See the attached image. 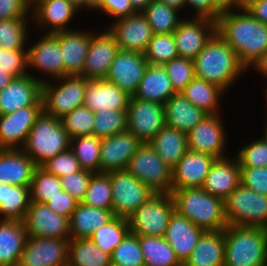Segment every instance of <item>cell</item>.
Returning <instances> with one entry per match:
<instances>
[{
    "instance_id": "cell-1",
    "label": "cell",
    "mask_w": 267,
    "mask_h": 266,
    "mask_svg": "<svg viewBox=\"0 0 267 266\" xmlns=\"http://www.w3.org/2000/svg\"><path fill=\"white\" fill-rule=\"evenodd\" d=\"M217 32L234 49L246 69L267 52V25L255 19L245 8L221 13Z\"/></svg>"
},
{
    "instance_id": "cell-2",
    "label": "cell",
    "mask_w": 267,
    "mask_h": 266,
    "mask_svg": "<svg viewBox=\"0 0 267 266\" xmlns=\"http://www.w3.org/2000/svg\"><path fill=\"white\" fill-rule=\"evenodd\" d=\"M194 70L195 77L230 92L229 88L247 69L240 63L234 49L216 32L195 57Z\"/></svg>"
},
{
    "instance_id": "cell-3",
    "label": "cell",
    "mask_w": 267,
    "mask_h": 266,
    "mask_svg": "<svg viewBox=\"0 0 267 266\" xmlns=\"http://www.w3.org/2000/svg\"><path fill=\"white\" fill-rule=\"evenodd\" d=\"M175 210L204 231L227 227L224 200L202 188H182L171 192Z\"/></svg>"
},
{
    "instance_id": "cell-4",
    "label": "cell",
    "mask_w": 267,
    "mask_h": 266,
    "mask_svg": "<svg viewBox=\"0 0 267 266\" xmlns=\"http://www.w3.org/2000/svg\"><path fill=\"white\" fill-rule=\"evenodd\" d=\"M224 239V266H267L266 228L227 225Z\"/></svg>"
},
{
    "instance_id": "cell-5",
    "label": "cell",
    "mask_w": 267,
    "mask_h": 266,
    "mask_svg": "<svg viewBox=\"0 0 267 266\" xmlns=\"http://www.w3.org/2000/svg\"><path fill=\"white\" fill-rule=\"evenodd\" d=\"M70 141L61 119L43 111L29 131L22 150L40 167L48 159L69 149Z\"/></svg>"
},
{
    "instance_id": "cell-6",
    "label": "cell",
    "mask_w": 267,
    "mask_h": 266,
    "mask_svg": "<svg viewBox=\"0 0 267 266\" xmlns=\"http://www.w3.org/2000/svg\"><path fill=\"white\" fill-rule=\"evenodd\" d=\"M87 80L81 75H65L54 83L47 80L42 85L43 111L61 119L74 108L84 105Z\"/></svg>"
},
{
    "instance_id": "cell-7",
    "label": "cell",
    "mask_w": 267,
    "mask_h": 266,
    "mask_svg": "<svg viewBox=\"0 0 267 266\" xmlns=\"http://www.w3.org/2000/svg\"><path fill=\"white\" fill-rule=\"evenodd\" d=\"M228 225L267 227V196L241 183L224 200Z\"/></svg>"
},
{
    "instance_id": "cell-8",
    "label": "cell",
    "mask_w": 267,
    "mask_h": 266,
    "mask_svg": "<svg viewBox=\"0 0 267 266\" xmlns=\"http://www.w3.org/2000/svg\"><path fill=\"white\" fill-rule=\"evenodd\" d=\"M174 211L171 193H154L128 218L130 232L138 236L164 237Z\"/></svg>"
},
{
    "instance_id": "cell-9",
    "label": "cell",
    "mask_w": 267,
    "mask_h": 266,
    "mask_svg": "<svg viewBox=\"0 0 267 266\" xmlns=\"http://www.w3.org/2000/svg\"><path fill=\"white\" fill-rule=\"evenodd\" d=\"M126 170L155 193L172 192V169L149 143H143L138 148Z\"/></svg>"
},
{
    "instance_id": "cell-10",
    "label": "cell",
    "mask_w": 267,
    "mask_h": 266,
    "mask_svg": "<svg viewBox=\"0 0 267 266\" xmlns=\"http://www.w3.org/2000/svg\"><path fill=\"white\" fill-rule=\"evenodd\" d=\"M112 186V212L128 219L155 193L126 169L108 173Z\"/></svg>"
},
{
    "instance_id": "cell-11",
    "label": "cell",
    "mask_w": 267,
    "mask_h": 266,
    "mask_svg": "<svg viewBox=\"0 0 267 266\" xmlns=\"http://www.w3.org/2000/svg\"><path fill=\"white\" fill-rule=\"evenodd\" d=\"M165 125L164 104L130 96L127 107L128 131L143 143H148Z\"/></svg>"
},
{
    "instance_id": "cell-12",
    "label": "cell",
    "mask_w": 267,
    "mask_h": 266,
    "mask_svg": "<svg viewBox=\"0 0 267 266\" xmlns=\"http://www.w3.org/2000/svg\"><path fill=\"white\" fill-rule=\"evenodd\" d=\"M221 117V114H208L190 130L187 133L188 149L212 155L217 159L226 158L228 132Z\"/></svg>"
},
{
    "instance_id": "cell-13",
    "label": "cell",
    "mask_w": 267,
    "mask_h": 266,
    "mask_svg": "<svg viewBox=\"0 0 267 266\" xmlns=\"http://www.w3.org/2000/svg\"><path fill=\"white\" fill-rule=\"evenodd\" d=\"M44 77L33 73L14 78L0 91V115L13 113L27 106H43L42 85Z\"/></svg>"
},
{
    "instance_id": "cell-14",
    "label": "cell",
    "mask_w": 267,
    "mask_h": 266,
    "mask_svg": "<svg viewBox=\"0 0 267 266\" xmlns=\"http://www.w3.org/2000/svg\"><path fill=\"white\" fill-rule=\"evenodd\" d=\"M23 223L28 236L71 239L69 218L55 213L45 203L31 201Z\"/></svg>"
},
{
    "instance_id": "cell-15",
    "label": "cell",
    "mask_w": 267,
    "mask_h": 266,
    "mask_svg": "<svg viewBox=\"0 0 267 266\" xmlns=\"http://www.w3.org/2000/svg\"><path fill=\"white\" fill-rule=\"evenodd\" d=\"M190 18L184 17L173 32V36L178 56L194 60L217 32V21L207 18Z\"/></svg>"
},
{
    "instance_id": "cell-16",
    "label": "cell",
    "mask_w": 267,
    "mask_h": 266,
    "mask_svg": "<svg viewBox=\"0 0 267 266\" xmlns=\"http://www.w3.org/2000/svg\"><path fill=\"white\" fill-rule=\"evenodd\" d=\"M69 240L28 236L18 266H67Z\"/></svg>"
},
{
    "instance_id": "cell-17",
    "label": "cell",
    "mask_w": 267,
    "mask_h": 266,
    "mask_svg": "<svg viewBox=\"0 0 267 266\" xmlns=\"http://www.w3.org/2000/svg\"><path fill=\"white\" fill-rule=\"evenodd\" d=\"M108 31L115 37L119 49L144 53L154 33L142 12H136L110 22Z\"/></svg>"
},
{
    "instance_id": "cell-18",
    "label": "cell",
    "mask_w": 267,
    "mask_h": 266,
    "mask_svg": "<svg viewBox=\"0 0 267 266\" xmlns=\"http://www.w3.org/2000/svg\"><path fill=\"white\" fill-rule=\"evenodd\" d=\"M79 10L68 0H32L31 18L36 30H45L44 34H54L72 30L69 23ZM76 14V15H75Z\"/></svg>"
},
{
    "instance_id": "cell-19",
    "label": "cell",
    "mask_w": 267,
    "mask_h": 266,
    "mask_svg": "<svg viewBox=\"0 0 267 266\" xmlns=\"http://www.w3.org/2000/svg\"><path fill=\"white\" fill-rule=\"evenodd\" d=\"M62 52L54 34H43L33 45L27 46V69L40 71L51 81L65 76Z\"/></svg>"
},
{
    "instance_id": "cell-20",
    "label": "cell",
    "mask_w": 267,
    "mask_h": 266,
    "mask_svg": "<svg viewBox=\"0 0 267 266\" xmlns=\"http://www.w3.org/2000/svg\"><path fill=\"white\" fill-rule=\"evenodd\" d=\"M148 65L144 53L119 49L105 79L131 96L137 91Z\"/></svg>"
},
{
    "instance_id": "cell-21",
    "label": "cell",
    "mask_w": 267,
    "mask_h": 266,
    "mask_svg": "<svg viewBox=\"0 0 267 266\" xmlns=\"http://www.w3.org/2000/svg\"><path fill=\"white\" fill-rule=\"evenodd\" d=\"M43 112V106H27L0 115V149H22L29 131Z\"/></svg>"
},
{
    "instance_id": "cell-22",
    "label": "cell",
    "mask_w": 267,
    "mask_h": 266,
    "mask_svg": "<svg viewBox=\"0 0 267 266\" xmlns=\"http://www.w3.org/2000/svg\"><path fill=\"white\" fill-rule=\"evenodd\" d=\"M118 50L116 39L108 29L94 32L80 75L87 79H105Z\"/></svg>"
},
{
    "instance_id": "cell-23",
    "label": "cell",
    "mask_w": 267,
    "mask_h": 266,
    "mask_svg": "<svg viewBox=\"0 0 267 266\" xmlns=\"http://www.w3.org/2000/svg\"><path fill=\"white\" fill-rule=\"evenodd\" d=\"M142 144L143 142L128 130L102 138L100 173L125 170L131 157Z\"/></svg>"
},
{
    "instance_id": "cell-24",
    "label": "cell",
    "mask_w": 267,
    "mask_h": 266,
    "mask_svg": "<svg viewBox=\"0 0 267 266\" xmlns=\"http://www.w3.org/2000/svg\"><path fill=\"white\" fill-rule=\"evenodd\" d=\"M216 159L206 153L188 150L172 169V191L201 188Z\"/></svg>"
},
{
    "instance_id": "cell-25",
    "label": "cell",
    "mask_w": 267,
    "mask_h": 266,
    "mask_svg": "<svg viewBox=\"0 0 267 266\" xmlns=\"http://www.w3.org/2000/svg\"><path fill=\"white\" fill-rule=\"evenodd\" d=\"M130 95L106 79H88L84 105L97 112L127 110Z\"/></svg>"
},
{
    "instance_id": "cell-26",
    "label": "cell",
    "mask_w": 267,
    "mask_h": 266,
    "mask_svg": "<svg viewBox=\"0 0 267 266\" xmlns=\"http://www.w3.org/2000/svg\"><path fill=\"white\" fill-rule=\"evenodd\" d=\"M204 232L203 229L175 210L170 217L163 238L175 251L179 262L184 265Z\"/></svg>"
},
{
    "instance_id": "cell-27",
    "label": "cell",
    "mask_w": 267,
    "mask_h": 266,
    "mask_svg": "<svg viewBox=\"0 0 267 266\" xmlns=\"http://www.w3.org/2000/svg\"><path fill=\"white\" fill-rule=\"evenodd\" d=\"M92 31V32H91ZM94 30L83 31L74 28L54 33L58 38L62 52L65 75H80Z\"/></svg>"
},
{
    "instance_id": "cell-28",
    "label": "cell",
    "mask_w": 267,
    "mask_h": 266,
    "mask_svg": "<svg viewBox=\"0 0 267 266\" xmlns=\"http://www.w3.org/2000/svg\"><path fill=\"white\" fill-rule=\"evenodd\" d=\"M241 183L240 166L236 157L216 159L204 181L203 190L225 200Z\"/></svg>"
},
{
    "instance_id": "cell-29",
    "label": "cell",
    "mask_w": 267,
    "mask_h": 266,
    "mask_svg": "<svg viewBox=\"0 0 267 266\" xmlns=\"http://www.w3.org/2000/svg\"><path fill=\"white\" fill-rule=\"evenodd\" d=\"M37 167L22 149H0V183L30 186Z\"/></svg>"
},
{
    "instance_id": "cell-30",
    "label": "cell",
    "mask_w": 267,
    "mask_h": 266,
    "mask_svg": "<svg viewBox=\"0 0 267 266\" xmlns=\"http://www.w3.org/2000/svg\"><path fill=\"white\" fill-rule=\"evenodd\" d=\"M166 125L188 133L208 114L193 105L181 92L174 93L165 103Z\"/></svg>"
},
{
    "instance_id": "cell-31",
    "label": "cell",
    "mask_w": 267,
    "mask_h": 266,
    "mask_svg": "<svg viewBox=\"0 0 267 266\" xmlns=\"http://www.w3.org/2000/svg\"><path fill=\"white\" fill-rule=\"evenodd\" d=\"M174 93L171 80L161 65H148L134 97L164 104Z\"/></svg>"
},
{
    "instance_id": "cell-32",
    "label": "cell",
    "mask_w": 267,
    "mask_h": 266,
    "mask_svg": "<svg viewBox=\"0 0 267 266\" xmlns=\"http://www.w3.org/2000/svg\"><path fill=\"white\" fill-rule=\"evenodd\" d=\"M27 237L23 221L0 220V266H18Z\"/></svg>"
},
{
    "instance_id": "cell-33",
    "label": "cell",
    "mask_w": 267,
    "mask_h": 266,
    "mask_svg": "<svg viewBox=\"0 0 267 266\" xmlns=\"http://www.w3.org/2000/svg\"><path fill=\"white\" fill-rule=\"evenodd\" d=\"M224 230L205 231L183 266H224Z\"/></svg>"
},
{
    "instance_id": "cell-34",
    "label": "cell",
    "mask_w": 267,
    "mask_h": 266,
    "mask_svg": "<svg viewBox=\"0 0 267 266\" xmlns=\"http://www.w3.org/2000/svg\"><path fill=\"white\" fill-rule=\"evenodd\" d=\"M113 217L112 209L90 207L79 202L69 219L70 237L71 239L90 238L94 231Z\"/></svg>"
},
{
    "instance_id": "cell-35",
    "label": "cell",
    "mask_w": 267,
    "mask_h": 266,
    "mask_svg": "<svg viewBox=\"0 0 267 266\" xmlns=\"http://www.w3.org/2000/svg\"><path fill=\"white\" fill-rule=\"evenodd\" d=\"M158 156L173 169L188 152L187 133L165 125L155 137L148 142Z\"/></svg>"
},
{
    "instance_id": "cell-36",
    "label": "cell",
    "mask_w": 267,
    "mask_h": 266,
    "mask_svg": "<svg viewBox=\"0 0 267 266\" xmlns=\"http://www.w3.org/2000/svg\"><path fill=\"white\" fill-rule=\"evenodd\" d=\"M30 203V186L0 183V220L23 221Z\"/></svg>"
},
{
    "instance_id": "cell-37",
    "label": "cell",
    "mask_w": 267,
    "mask_h": 266,
    "mask_svg": "<svg viewBox=\"0 0 267 266\" xmlns=\"http://www.w3.org/2000/svg\"><path fill=\"white\" fill-rule=\"evenodd\" d=\"M181 93L207 114H221L220 98H224L226 92L217 85L195 77Z\"/></svg>"
},
{
    "instance_id": "cell-38",
    "label": "cell",
    "mask_w": 267,
    "mask_h": 266,
    "mask_svg": "<svg viewBox=\"0 0 267 266\" xmlns=\"http://www.w3.org/2000/svg\"><path fill=\"white\" fill-rule=\"evenodd\" d=\"M111 255L90 238L70 239L67 266H110Z\"/></svg>"
},
{
    "instance_id": "cell-39",
    "label": "cell",
    "mask_w": 267,
    "mask_h": 266,
    "mask_svg": "<svg viewBox=\"0 0 267 266\" xmlns=\"http://www.w3.org/2000/svg\"><path fill=\"white\" fill-rule=\"evenodd\" d=\"M144 266H183L175 251L163 237L139 236Z\"/></svg>"
},
{
    "instance_id": "cell-40",
    "label": "cell",
    "mask_w": 267,
    "mask_h": 266,
    "mask_svg": "<svg viewBox=\"0 0 267 266\" xmlns=\"http://www.w3.org/2000/svg\"><path fill=\"white\" fill-rule=\"evenodd\" d=\"M142 13L154 34L173 33L184 19L179 10L169 7L158 0L150 2Z\"/></svg>"
},
{
    "instance_id": "cell-41",
    "label": "cell",
    "mask_w": 267,
    "mask_h": 266,
    "mask_svg": "<svg viewBox=\"0 0 267 266\" xmlns=\"http://www.w3.org/2000/svg\"><path fill=\"white\" fill-rule=\"evenodd\" d=\"M70 149L83 170L100 173L101 138L93 135L71 138Z\"/></svg>"
},
{
    "instance_id": "cell-42",
    "label": "cell",
    "mask_w": 267,
    "mask_h": 266,
    "mask_svg": "<svg viewBox=\"0 0 267 266\" xmlns=\"http://www.w3.org/2000/svg\"><path fill=\"white\" fill-rule=\"evenodd\" d=\"M130 232L128 219L114 216L93 232L90 239L104 252L112 255L116 246Z\"/></svg>"
},
{
    "instance_id": "cell-43",
    "label": "cell",
    "mask_w": 267,
    "mask_h": 266,
    "mask_svg": "<svg viewBox=\"0 0 267 266\" xmlns=\"http://www.w3.org/2000/svg\"><path fill=\"white\" fill-rule=\"evenodd\" d=\"M28 20L32 22V19H7L0 21V47L2 49H27L26 45L30 32Z\"/></svg>"
},
{
    "instance_id": "cell-44",
    "label": "cell",
    "mask_w": 267,
    "mask_h": 266,
    "mask_svg": "<svg viewBox=\"0 0 267 266\" xmlns=\"http://www.w3.org/2000/svg\"><path fill=\"white\" fill-rule=\"evenodd\" d=\"M82 203L100 209H112V186L108 173H93Z\"/></svg>"
},
{
    "instance_id": "cell-45",
    "label": "cell",
    "mask_w": 267,
    "mask_h": 266,
    "mask_svg": "<svg viewBox=\"0 0 267 266\" xmlns=\"http://www.w3.org/2000/svg\"><path fill=\"white\" fill-rule=\"evenodd\" d=\"M150 65H161L178 57L177 46L173 33L154 34L144 52Z\"/></svg>"
},
{
    "instance_id": "cell-46",
    "label": "cell",
    "mask_w": 267,
    "mask_h": 266,
    "mask_svg": "<svg viewBox=\"0 0 267 266\" xmlns=\"http://www.w3.org/2000/svg\"><path fill=\"white\" fill-rule=\"evenodd\" d=\"M127 130V110L94 112L93 136L106 138Z\"/></svg>"
},
{
    "instance_id": "cell-47",
    "label": "cell",
    "mask_w": 267,
    "mask_h": 266,
    "mask_svg": "<svg viewBox=\"0 0 267 266\" xmlns=\"http://www.w3.org/2000/svg\"><path fill=\"white\" fill-rule=\"evenodd\" d=\"M62 190L63 187L59 177L47 173L41 167L35 169L30 185L32 202L45 203Z\"/></svg>"
},
{
    "instance_id": "cell-48",
    "label": "cell",
    "mask_w": 267,
    "mask_h": 266,
    "mask_svg": "<svg viewBox=\"0 0 267 266\" xmlns=\"http://www.w3.org/2000/svg\"><path fill=\"white\" fill-rule=\"evenodd\" d=\"M61 123L70 138L89 136L93 133L94 112L81 105L64 115Z\"/></svg>"
},
{
    "instance_id": "cell-49",
    "label": "cell",
    "mask_w": 267,
    "mask_h": 266,
    "mask_svg": "<svg viewBox=\"0 0 267 266\" xmlns=\"http://www.w3.org/2000/svg\"><path fill=\"white\" fill-rule=\"evenodd\" d=\"M111 263L144 266V255L140 248L139 236L129 232L113 250Z\"/></svg>"
},
{
    "instance_id": "cell-50",
    "label": "cell",
    "mask_w": 267,
    "mask_h": 266,
    "mask_svg": "<svg viewBox=\"0 0 267 266\" xmlns=\"http://www.w3.org/2000/svg\"><path fill=\"white\" fill-rule=\"evenodd\" d=\"M247 142H244L235 155L240 168L267 167V141L263 137H259Z\"/></svg>"
},
{
    "instance_id": "cell-51",
    "label": "cell",
    "mask_w": 267,
    "mask_h": 266,
    "mask_svg": "<svg viewBox=\"0 0 267 266\" xmlns=\"http://www.w3.org/2000/svg\"><path fill=\"white\" fill-rule=\"evenodd\" d=\"M176 93H180L195 78L194 60L175 57L163 65Z\"/></svg>"
},
{
    "instance_id": "cell-52",
    "label": "cell",
    "mask_w": 267,
    "mask_h": 266,
    "mask_svg": "<svg viewBox=\"0 0 267 266\" xmlns=\"http://www.w3.org/2000/svg\"><path fill=\"white\" fill-rule=\"evenodd\" d=\"M40 167L47 173L59 178L82 170L79 161L70 148L48 159Z\"/></svg>"
},
{
    "instance_id": "cell-53",
    "label": "cell",
    "mask_w": 267,
    "mask_h": 266,
    "mask_svg": "<svg viewBox=\"0 0 267 266\" xmlns=\"http://www.w3.org/2000/svg\"><path fill=\"white\" fill-rule=\"evenodd\" d=\"M0 69L5 70L14 78L28 75L27 49H0Z\"/></svg>"
},
{
    "instance_id": "cell-54",
    "label": "cell",
    "mask_w": 267,
    "mask_h": 266,
    "mask_svg": "<svg viewBox=\"0 0 267 266\" xmlns=\"http://www.w3.org/2000/svg\"><path fill=\"white\" fill-rule=\"evenodd\" d=\"M93 172L80 170L76 173L60 178L63 190L68 192L79 202H82L86 195Z\"/></svg>"
},
{
    "instance_id": "cell-55",
    "label": "cell",
    "mask_w": 267,
    "mask_h": 266,
    "mask_svg": "<svg viewBox=\"0 0 267 266\" xmlns=\"http://www.w3.org/2000/svg\"><path fill=\"white\" fill-rule=\"evenodd\" d=\"M240 179L245 187L267 196V167L240 168Z\"/></svg>"
},
{
    "instance_id": "cell-56",
    "label": "cell",
    "mask_w": 267,
    "mask_h": 266,
    "mask_svg": "<svg viewBox=\"0 0 267 266\" xmlns=\"http://www.w3.org/2000/svg\"><path fill=\"white\" fill-rule=\"evenodd\" d=\"M32 0H0V21L7 19H32Z\"/></svg>"
},
{
    "instance_id": "cell-57",
    "label": "cell",
    "mask_w": 267,
    "mask_h": 266,
    "mask_svg": "<svg viewBox=\"0 0 267 266\" xmlns=\"http://www.w3.org/2000/svg\"><path fill=\"white\" fill-rule=\"evenodd\" d=\"M100 11L112 17L113 20L136 13L129 0H102V3L94 10Z\"/></svg>"
},
{
    "instance_id": "cell-58",
    "label": "cell",
    "mask_w": 267,
    "mask_h": 266,
    "mask_svg": "<svg viewBox=\"0 0 267 266\" xmlns=\"http://www.w3.org/2000/svg\"><path fill=\"white\" fill-rule=\"evenodd\" d=\"M78 203L79 201L65 190L60 191L54 197H51L45 202V204L55 213L68 217L69 219Z\"/></svg>"
},
{
    "instance_id": "cell-59",
    "label": "cell",
    "mask_w": 267,
    "mask_h": 266,
    "mask_svg": "<svg viewBox=\"0 0 267 266\" xmlns=\"http://www.w3.org/2000/svg\"><path fill=\"white\" fill-rule=\"evenodd\" d=\"M192 8L195 18H207L217 21L221 12L216 8L212 0H186V7Z\"/></svg>"
},
{
    "instance_id": "cell-60",
    "label": "cell",
    "mask_w": 267,
    "mask_h": 266,
    "mask_svg": "<svg viewBox=\"0 0 267 266\" xmlns=\"http://www.w3.org/2000/svg\"><path fill=\"white\" fill-rule=\"evenodd\" d=\"M245 9L255 19L267 25V0H247Z\"/></svg>"
},
{
    "instance_id": "cell-61",
    "label": "cell",
    "mask_w": 267,
    "mask_h": 266,
    "mask_svg": "<svg viewBox=\"0 0 267 266\" xmlns=\"http://www.w3.org/2000/svg\"><path fill=\"white\" fill-rule=\"evenodd\" d=\"M216 8L221 12L243 9L247 0H212Z\"/></svg>"
},
{
    "instance_id": "cell-62",
    "label": "cell",
    "mask_w": 267,
    "mask_h": 266,
    "mask_svg": "<svg viewBox=\"0 0 267 266\" xmlns=\"http://www.w3.org/2000/svg\"><path fill=\"white\" fill-rule=\"evenodd\" d=\"M251 68L267 79V52ZM265 88L263 92L267 90V87Z\"/></svg>"
},
{
    "instance_id": "cell-63",
    "label": "cell",
    "mask_w": 267,
    "mask_h": 266,
    "mask_svg": "<svg viewBox=\"0 0 267 266\" xmlns=\"http://www.w3.org/2000/svg\"><path fill=\"white\" fill-rule=\"evenodd\" d=\"M158 1L165 3L169 7L175 8L180 12H182L185 9L186 0H158Z\"/></svg>"
},
{
    "instance_id": "cell-64",
    "label": "cell",
    "mask_w": 267,
    "mask_h": 266,
    "mask_svg": "<svg viewBox=\"0 0 267 266\" xmlns=\"http://www.w3.org/2000/svg\"><path fill=\"white\" fill-rule=\"evenodd\" d=\"M136 12H143L153 0H129Z\"/></svg>"
},
{
    "instance_id": "cell-65",
    "label": "cell",
    "mask_w": 267,
    "mask_h": 266,
    "mask_svg": "<svg viewBox=\"0 0 267 266\" xmlns=\"http://www.w3.org/2000/svg\"><path fill=\"white\" fill-rule=\"evenodd\" d=\"M13 79L14 77L11 74L0 69V91L5 88Z\"/></svg>"
},
{
    "instance_id": "cell-66",
    "label": "cell",
    "mask_w": 267,
    "mask_h": 266,
    "mask_svg": "<svg viewBox=\"0 0 267 266\" xmlns=\"http://www.w3.org/2000/svg\"><path fill=\"white\" fill-rule=\"evenodd\" d=\"M102 3V0H85V10H90L91 12Z\"/></svg>"
},
{
    "instance_id": "cell-67",
    "label": "cell",
    "mask_w": 267,
    "mask_h": 266,
    "mask_svg": "<svg viewBox=\"0 0 267 266\" xmlns=\"http://www.w3.org/2000/svg\"><path fill=\"white\" fill-rule=\"evenodd\" d=\"M72 3L79 11H85V0H68Z\"/></svg>"
},
{
    "instance_id": "cell-68",
    "label": "cell",
    "mask_w": 267,
    "mask_h": 266,
    "mask_svg": "<svg viewBox=\"0 0 267 266\" xmlns=\"http://www.w3.org/2000/svg\"><path fill=\"white\" fill-rule=\"evenodd\" d=\"M266 122H267V120H266ZM263 133H264L263 134L264 135L263 138L267 141V124H265V128H264V132Z\"/></svg>"
},
{
    "instance_id": "cell-69",
    "label": "cell",
    "mask_w": 267,
    "mask_h": 266,
    "mask_svg": "<svg viewBox=\"0 0 267 266\" xmlns=\"http://www.w3.org/2000/svg\"><path fill=\"white\" fill-rule=\"evenodd\" d=\"M110 266H125V265H120V264H117V263H111Z\"/></svg>"
},
{
    "instance_id": "cell-70",
    "label": "cell",
    "mask_w": 267,
    "mask_h": 266,
    "mask_svg": "<svg viewBox=\"0 0 267 266\" xmlns=\"http://www.w3.org/2000/svg\"><path fill=\"white\" fill-rule=\"evenodd\" d=\"M265 94H264V98H265V100H266V102H267V90L264 92ZM266 105H267V103H266Z\"/></svg>"
}]
</instances>
